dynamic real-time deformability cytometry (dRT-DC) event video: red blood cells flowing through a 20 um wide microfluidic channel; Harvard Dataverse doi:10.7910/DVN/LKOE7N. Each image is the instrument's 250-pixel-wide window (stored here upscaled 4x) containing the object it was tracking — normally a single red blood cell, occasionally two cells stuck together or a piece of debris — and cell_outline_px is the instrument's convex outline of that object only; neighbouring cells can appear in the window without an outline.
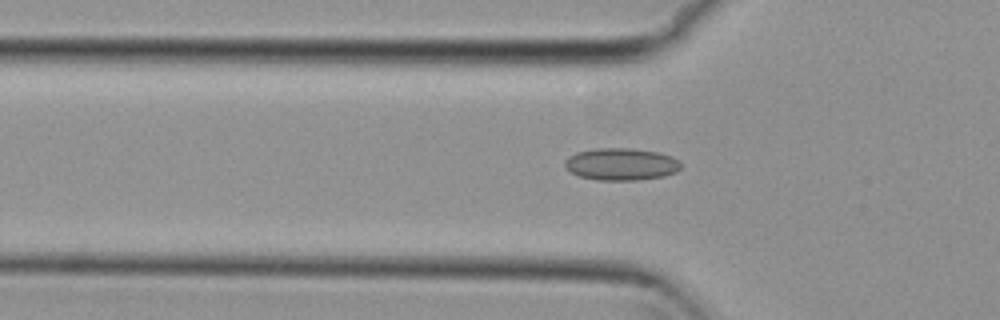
{"species": "common noctule bat (a hibernating species)", "species_latin": "Nyctalus noctula", "temperature_condition": "cold", "stored_images_in_passage": 46, "camera_frame_rate_fps": 3000, "um_per_image_px": 0.085, "animal": {"sex": "female", "body_mass_g": 29.2, "forearm_length_mm": 56.3}, "frame": {"image": 1, "passage_image": 9, "time_ms": 2.667, "image_size_px": [1000, 320], "cell_outline_px": [[680, 168], [676, 172], [664, 176], [636, 180], [596, 180], [580, 176], [572, 172], [564, 164], [564, 160], [568, 156], [576, 152], [596, 148], [628, 148], [660, 152], [672, 156], [680, 160]], "centroid_in_image_um": [52.81, 13.94], "position_along_channel_um": 73.0, "area_um2": 21.85}}
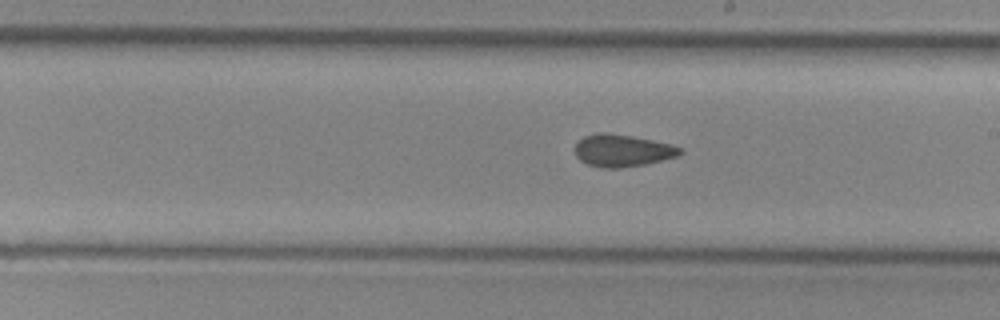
{"frame": {"image": 2, "passage_image": 22, "time_ms": 7.0, "image_size_px": [1000, 320], "cell_outline_px": [[684, 152], [676, 156], [644, 164], [620, 168], [604, 168], [588, 164], [580, 160], [576, 156], [572, 148], [576, 140], [584, 136], [596, 132], [608, 132], [632, 136], [672, 144], [680, 148]], "centroid_in_image_um": [52.81, 12.77], "position_along_channel_um": 236.2, "area_um2": 19.94}}
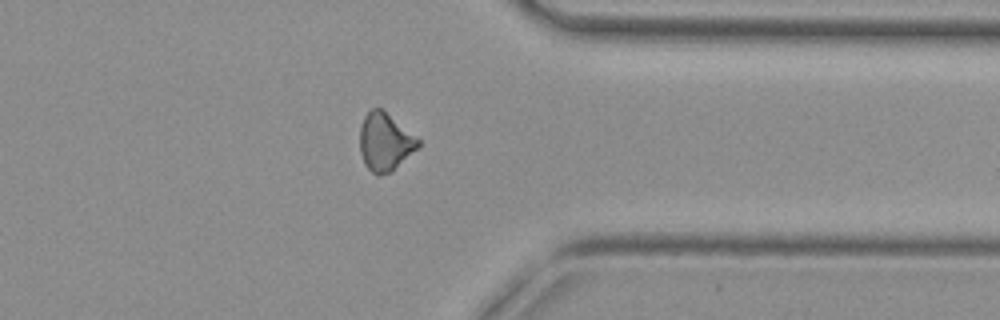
{"frame": {"image": 3, "passage_image": 34, "time_ms": 11.0, "image_size_px": [1000, 320], "cell_outline_px": [[420, 144], [392, 172], [380, 176], [376, 176], [364, 164], [360, 152], [360, 128], [364, 116], [372, 108], [380, 108], [420, 140]], "centroid_in_image_um": [32.69, 12.1], "position_along_channel_um": 378.7, "area_um2": 19.36}, "authors_computed_cell_mechanics": {"area_um2": 19.5075, "velocity_mm_per_s": 3.7527, "shape_relaxation_time_tau1_ms": null, "shape_relaxation_time_tau2_ms": 3.0302, "deformation_change_tau1": null, "deformation_change_tau2": 0.0921}}